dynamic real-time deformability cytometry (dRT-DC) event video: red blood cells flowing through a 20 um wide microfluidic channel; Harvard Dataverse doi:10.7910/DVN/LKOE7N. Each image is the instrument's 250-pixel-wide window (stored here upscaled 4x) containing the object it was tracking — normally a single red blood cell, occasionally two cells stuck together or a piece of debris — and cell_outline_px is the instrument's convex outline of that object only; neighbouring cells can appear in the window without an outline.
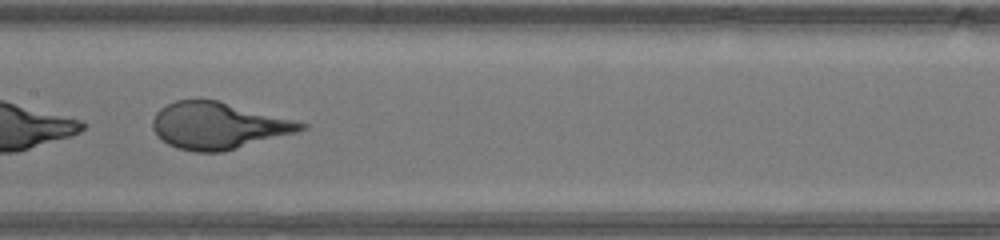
{"species": "human", "species_latin": "Homo sapiens", "temperature_condition": "warm", "stored_images_in_passage": 26, "camera_frame_rate_fps": 3000, "um_per_image_px": 0.085, "donor": {"sex": "male"}, "frame": {"image": 1, "passage_image": 23, "time_ms": 7.333, "image_size_px": [1000, 240], "cell_outline_px": [[308, 128], [296, 132], [236, 148], [220, 152], [196, 152], [176, 148], [168, 144], [152, 128], [152, 120], [156, 112], [160, 108], [176, 100], [220, 100], [308, 124]], "centroid_in_image_um": [18.53, 10.67], "position_along_channel_um": 188.9, "area_um2": 39.94}}